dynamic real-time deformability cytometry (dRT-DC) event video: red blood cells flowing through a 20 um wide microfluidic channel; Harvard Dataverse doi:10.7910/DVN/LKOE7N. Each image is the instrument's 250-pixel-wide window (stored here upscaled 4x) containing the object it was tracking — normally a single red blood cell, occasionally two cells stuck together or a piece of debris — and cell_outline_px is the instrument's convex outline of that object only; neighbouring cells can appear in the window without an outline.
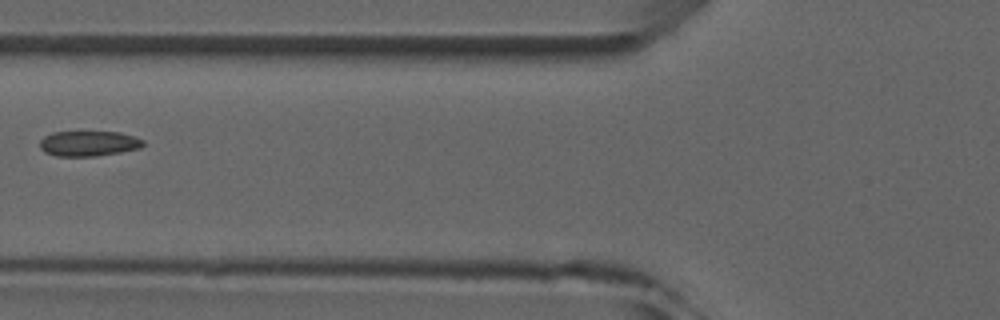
{"species": "common noctule bat (a hibernating species)", "species_latin": "Nyctalus noctula", "temperature_condition": "room temperature", "stored_images_in_passage": 6, "camera_frame_rate_fps": 3000, "um_per_image_px": 0.085, "animal": {"sex": "male", "forearm_length_mm": 52.5}, "frame": {"image": 1, "passage_image": 6, "time_ms": 6.0, "image_size_px": [1000, 320], "cell_outline_px": [[144, 144], [140, 148], [120, 152], [96, 156], [56, 156], [44, 152], [40, 148], [40, 140], [44, 136], [52, 132], [120, 132], [136, 136], [144, 140]], "centroid_in_image_um": [7.54, 12.19], "position_along_channel_um": 118.3, "area_um2": 15.32}}